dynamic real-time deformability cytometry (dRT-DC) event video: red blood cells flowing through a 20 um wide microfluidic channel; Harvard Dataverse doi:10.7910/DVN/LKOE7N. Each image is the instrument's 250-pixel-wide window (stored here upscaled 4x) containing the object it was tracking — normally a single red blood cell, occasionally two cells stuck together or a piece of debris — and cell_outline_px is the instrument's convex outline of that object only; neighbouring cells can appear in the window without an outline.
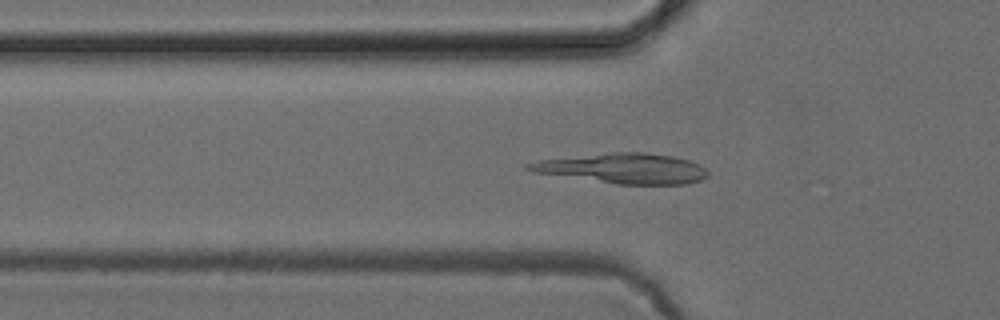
{"species": "common noctule bat (a hibernating species)", "species_latin": "Nyctalus noctula", "temperature_condition": "cold", "stored_images_in_passage": 51, "camera_frame_rate_fps": 3000, "um_per_image_px": 0.085, "animal": {"sex": "female", "body_mass_g": 24.6, "forearm_length_mm": 56.2}, "frame": {"image": 1, "passage_image": 17, "time_ms": 5.333, "image_size_px": [1000, 320], "cell_outline_px": [[708, 176], [700, 180], [688, 184], [616, 184], [536, 172], [524, 168], [524, 164], [536, 160], [612, 152], [644, 152], [672, 156], [688, 160], [700, 164], [708, 172]], "centroid_in_image_um": [52.97, 14.31], "position_along_channel_um": 72.8, "area_um2": 31.39}}
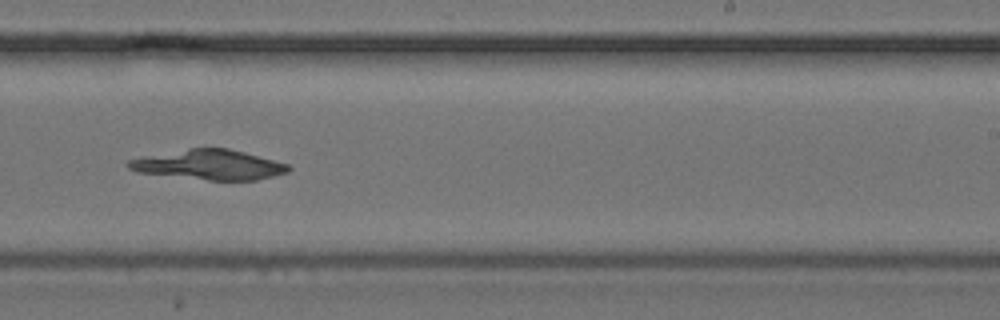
{"frame": {"image": 2, "passage_image": 32, "time_ms": 10.333, "image_size_px": [1000, 320], "cell_outline_px": [[292, 168], [288, 172], [256, 180], [208, 180], [136, 172], [128, 168], [124, 164], [128, 160], [144, 156], [188, 148], [228, 148], [244, 152], [288, 164]], "centroid_in_image_um": [17.74, 14.0], "position_along_channel_um": 271.3, "area_um2": 27.8}}
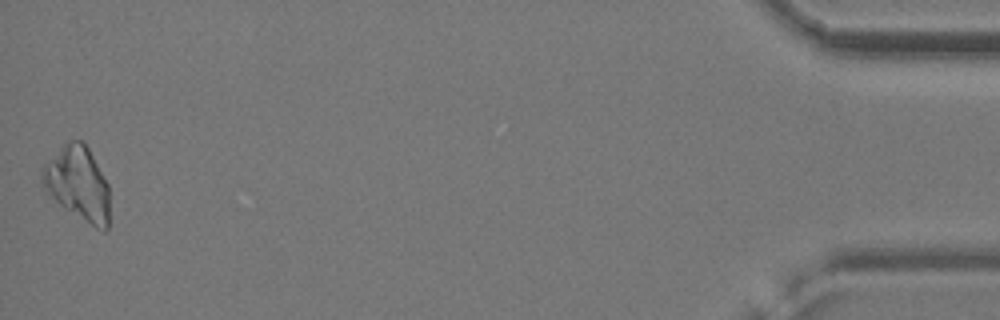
{"frame": {"image": 3, "passage_image": 51, "time_ms": 16.667, "image_size_px": [1000, 320], "cell_outline_px": [[108, 228], [104, 232], [96, 228], [64, 208], [44, 188], [40, 176], [44, 164], [64, 144], [72, 140], [84, 140], [108, 184]], "centroid_in_image_um": [6.62, 15.59], "position_along_channel_um": 428.6, "area_um2": 28.61}}